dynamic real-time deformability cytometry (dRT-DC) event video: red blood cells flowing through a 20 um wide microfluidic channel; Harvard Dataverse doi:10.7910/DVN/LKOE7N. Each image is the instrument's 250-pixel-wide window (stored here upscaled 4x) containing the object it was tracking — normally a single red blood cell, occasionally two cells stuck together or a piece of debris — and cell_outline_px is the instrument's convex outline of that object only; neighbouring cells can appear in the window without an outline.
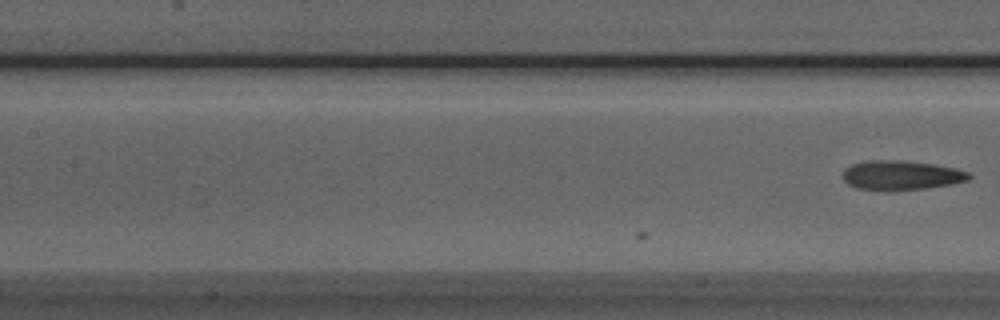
{"species": "Egyptian fruit bat (a non-hibernating species)", "species_latin": "Rousettus aegyptiacus", "temperature_condition": "room temperature", "stored_images_in_passage": 6, "camera_frame_rate_fps": 3000, "um_per_image_px": 0.085, "animal": {"sex": "male"}, "frame": {"image": 1, "passage_image": 6, "time_ms": 1.667, "image_size_px": [1000, 320], "cell_outline_px": [[972, 176], [968, 180], [952, 184], [924, 188], [888, 192], [856, 188], [848, 184], [844, 180], [844, 168], [852, 164], [868, 160], [900, 160], [932, 164], [956, 168], [968, 172]], "centroid_in_image_um": [76.58, 14.91], "position_along_channel_um": 130.8, "area_um2": 21.85}}